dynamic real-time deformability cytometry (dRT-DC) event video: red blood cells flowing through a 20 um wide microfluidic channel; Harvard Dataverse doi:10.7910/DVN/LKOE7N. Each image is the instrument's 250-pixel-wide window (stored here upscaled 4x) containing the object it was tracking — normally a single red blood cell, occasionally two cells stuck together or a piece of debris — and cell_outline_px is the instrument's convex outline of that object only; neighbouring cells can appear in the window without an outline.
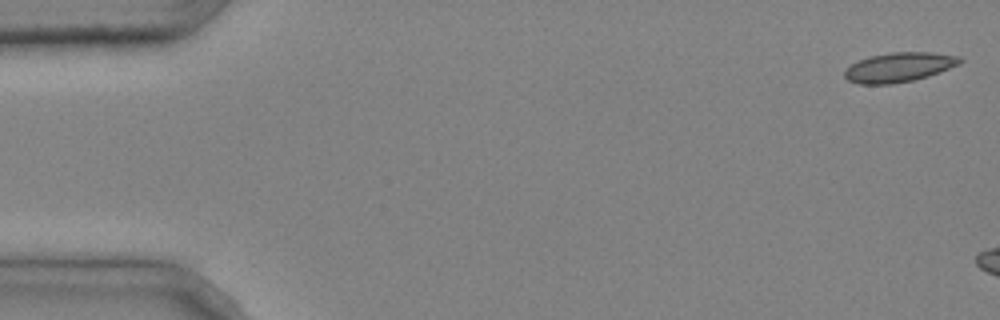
{"species": "common noctule bat (a hibernating species)", "species_latin": "Nyctalus noctula", "temperature_condition": "cold", "stored_images_in_passage": 5, "camera_frame_rate_fps": 3000, "um_per_image_px": 0.085, "animal": {"sex": "male", "body_mass_g": 20.4}, "frame": {"image": 1, "passage_image": 1, "time_ms": 0.0, "image_size_px": [1000, 320], "cell_outline_px": [[964, 60], [960, 64], [928, 76], [912, 80], [892, 84], [860, 84], [848, 80], [844, 76], [844, 72], [852, 64], [868, 56], [892, 52], [932, 52], [960, 56]], "centroid_in_image_um": [76.44, 5.7], "position_along_channel_um": 8.6, "area_um2": 19.77}}
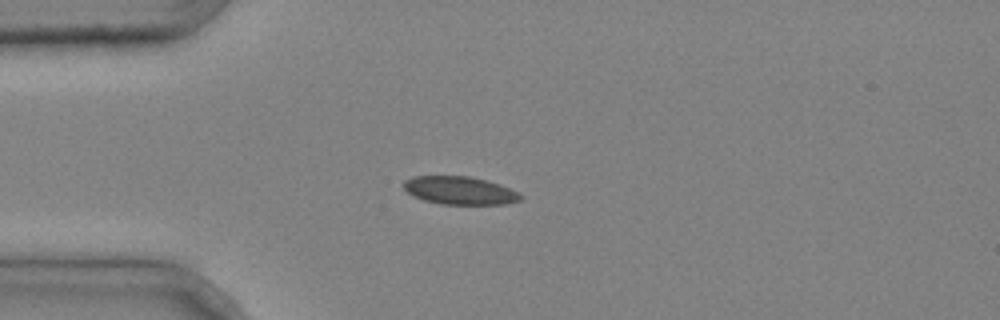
{"frame": {"image": 2, "passage_image": 5, "time_ms": 1.333, "image_size_px": [1000, 320], "cell_outline_px": [[524, 196], [520, 200], [504, 204], [440, 204], [424, 200], [408, 192], [400, 184], [404, 180], [412, 176], [468, 176], [488, 180], [500, 184], [520, 192]], "centroid_in_image_um": [39.1, 16.18], "position_along_channel_um": 45.9, "area_um2": 19.25}}